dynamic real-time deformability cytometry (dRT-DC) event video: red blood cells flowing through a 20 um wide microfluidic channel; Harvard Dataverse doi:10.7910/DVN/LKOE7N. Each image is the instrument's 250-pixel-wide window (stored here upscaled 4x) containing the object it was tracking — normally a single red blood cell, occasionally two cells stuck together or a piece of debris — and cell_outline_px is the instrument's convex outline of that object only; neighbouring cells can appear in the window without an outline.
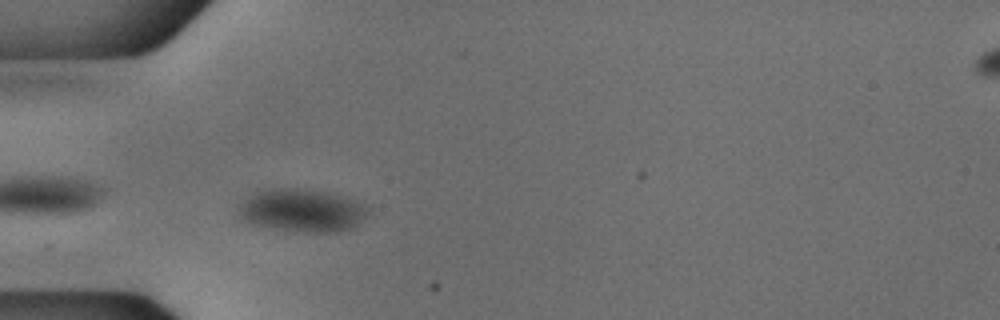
{"species": "common noctule bat (a hibernating species)", "species_latin": "Nyctalus noctula", "temperature_condition": "cold", "stored_images_in_passage": 28, "camera_frame_rate_fps": 3000, "um_per_image_px": 0.085, "animal": {"sex": "male", "body_mass_g": 18.8}, "frame": {"image": 1, "passage_image": 2, "time_ms": 0.333, "image_size_px": [1000, 320], "cell_outline_px": [[368, 208], [364, 216], [352, 228], [340, 232], [304, 232], [276, 228], [252, 224], [244, 220], [236, 212], [236, 204], [248, 196], [256, 192], [272, 188], [292, 188], [328, 192], [364, 204]], "centroid_in_image_um": [25.58, 17.88], "position_along_channel_um": 59.4, "area_um2": 32.14}}
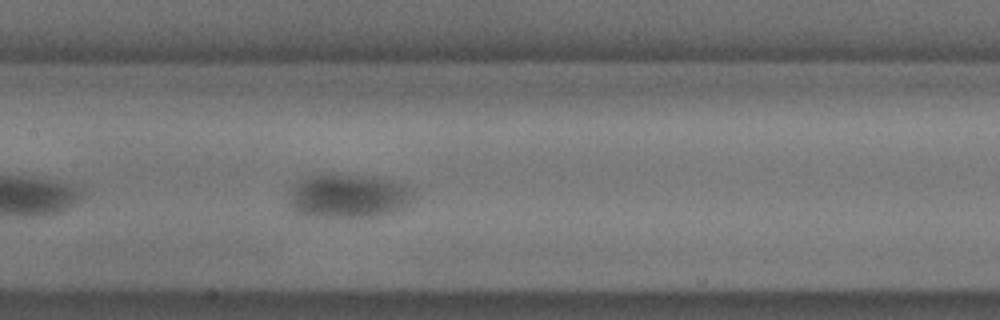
{"frame": {"image": 2, "passage_image": 12, "time_ms": 3.667, "image_size_px": [1000, 320], "cell_outline_px": [[416, 196], [404, 208], [384, 216], [348, 220], [304, 216], [296, 212], [288, 204], [288, 188], [296, 180], [308, 176], [336, 172], [376, 176], [408, 184], [416, 188]], "centroid_in_image_um": [29.62, 16.67], "position_along_channel_um": 177.8, "area_um2": 34.62}}
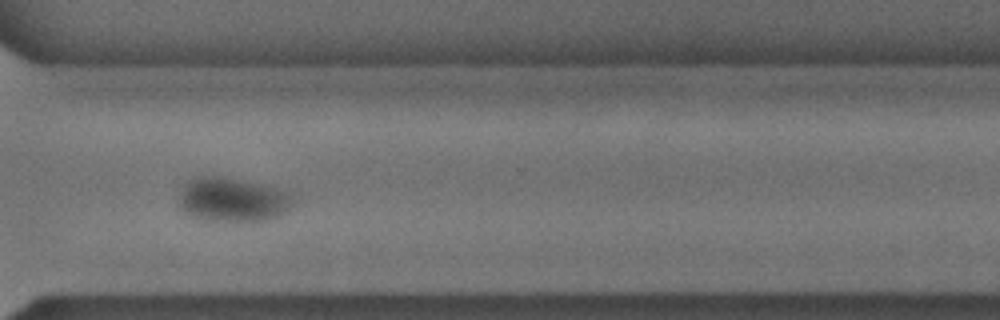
{"frame": {"image": 3, "passage_image": 26, "time_ms": 8.333, "image_size_px": [1000, 320], "cell_outline_px": [[296, 200], [280, 216], [272, 220], [204, 220], [188, 212], [180, 204], [180, 196], [184, 184], [196, 176], [228, 176], [276, 188], [288, 192]], "centroid_in_image_um": [19.82, 16.94], "position_along_channel_um": 350.8, "area_um2": 29.02}}